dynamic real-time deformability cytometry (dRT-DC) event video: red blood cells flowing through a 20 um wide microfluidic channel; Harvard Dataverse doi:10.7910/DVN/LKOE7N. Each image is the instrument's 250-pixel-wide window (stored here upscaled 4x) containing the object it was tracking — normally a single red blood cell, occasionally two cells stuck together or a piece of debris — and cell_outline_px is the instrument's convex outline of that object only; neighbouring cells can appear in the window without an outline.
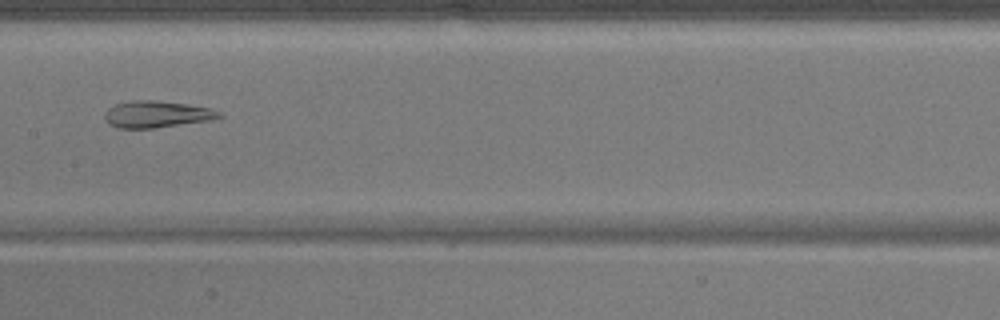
{"species": "common noctule bat (a hibernating species)", "species_latin": "Nyctalus noctula", "temperature_condition": "warm", "stored_images_in_passage": 48, "camera_frame_rate_fps": 3000, "um_per_image_px": 0.085, "animal": {"sex": "male", "body_mass_g": 17.9}, "frame": {"image": 1, "passage_image": 24, "time_ms": 7.667, "image_size_px": [1000, 320], "cell_outline_px": [[224, 116], [212, 120], [152, 128], [120, 128], [108, 124], [104, 116], [104, 112], [108, 108], [116, 104], [128, 100], [156, 100], [188, 104], [208, 108], [220, 112]], "centroid_in_image_um": [13.3, 9.7], "position_along_channel_um": 194.1, "area_um2": 17.86}}
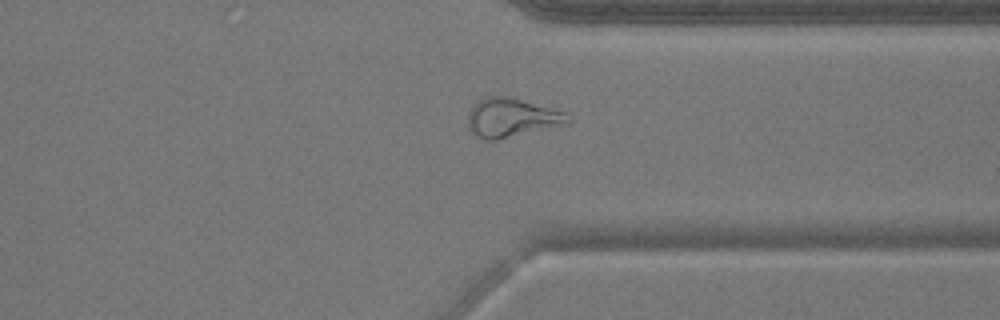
{"frame": {"image": 2, "passage_image": 37, "time_ms": 12.0, "image_size_px": [1000, 320], "cell_outline_px": [[572, 124], [496, 140], [484, 140], [468, 128], [468, 112], [472, 104], [488, 96], [516, 96], [564, 112], [572, 120]], "centroid_in_image_um": [43.54, 9.99], "position_along_channel_um": 367.9, "area_um2": 23.24}}
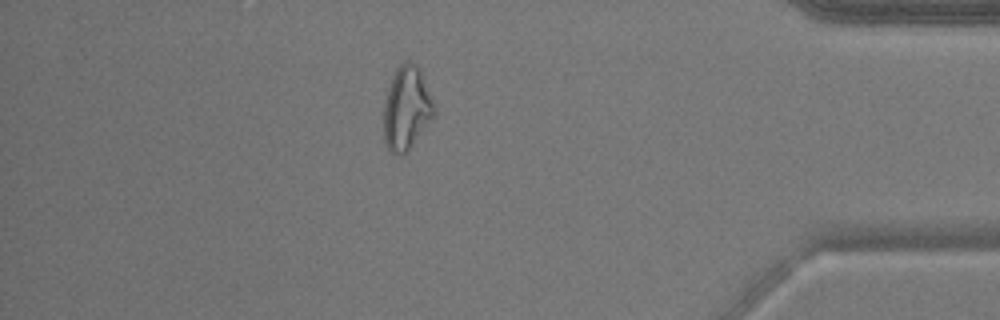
{"frame": {"image": 3, "passage_image": 42, "time_ms": 13.667, "image_size_px": [1000, 320], "cell_outline_px": [[432, 116], [408, 152], [396, 156], [388, 148], [384, 140], [384, 104], [388, 88], [392, 76], [396, 68], [404, 60], [412, 60], [416, 64], [420, 72], [432, 104]], "centroid_in_image_um": [34.49, 9.2], "position_along_channel_um": 400.7, "area_um2": 23.76}}